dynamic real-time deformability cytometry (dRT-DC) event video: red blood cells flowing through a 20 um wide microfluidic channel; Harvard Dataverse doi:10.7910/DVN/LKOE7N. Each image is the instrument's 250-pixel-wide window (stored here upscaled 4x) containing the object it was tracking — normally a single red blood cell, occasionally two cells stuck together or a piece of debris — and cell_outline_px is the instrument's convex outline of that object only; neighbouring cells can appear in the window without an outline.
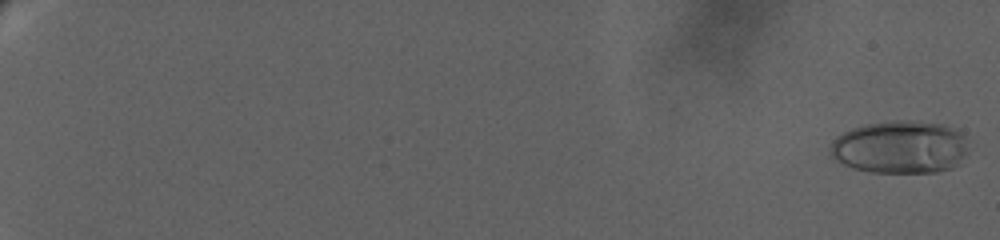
{"species": "human", "species_latin": "Homo sapiens", "temperature_condition": "warm", "stored_images_in_passage": 32, "camera_frame_rate_fps": 3000, "um_per_image_px": 0.085, "donor": {"sex": "female"}, "frame": {"image": 1, "passage_image": 1, "time_ms": 0.0, "image_size_px": [1000, 240], "cell_outline_px": [[968, 152], [952, 168], [936, 172], [872, 172], [852, 168], [836, 160], [828, 152], [828, 148], [832, 140], [836, 136], [852, 128], [868, 124], [896, 120], [908, 120], [944, 124], [960, 132], [964, 136]], "centroid_in_image_um": [76.48, 12.5], "position_along_channel_um": 8.5, "area_um2": 42.6}}
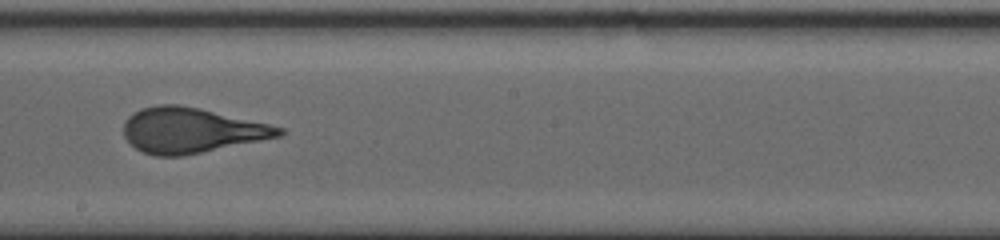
{"frame": {"image": 2, "passage_image": 22, "time_ms": 17.0, "image_size_px": [1000, 240], "cell_outline_px": [[284, 132], [280, 136], [180, 156], [156, 156], [144, 152], [136, 148], [124, 136], [124, 124], [128, 116], [140, 108], [156, 104], [180, 104], [200, 108], [268, 124], [284, 128]], "centroid_in_image_um": [16.21, 11.06], "position_along_channel_um": 232.0, "area_um2": 40.4}}
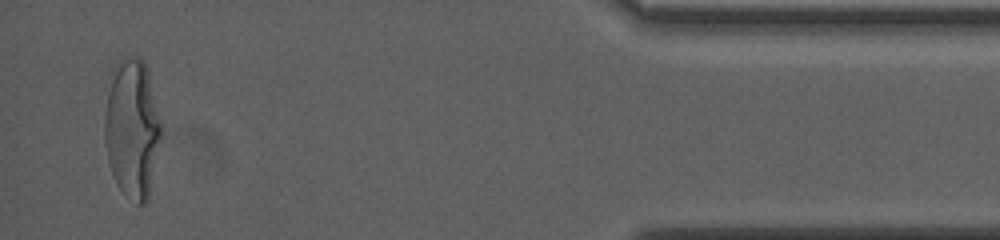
{"frame": {"image": 3, "passage_image": 32, "time_ms": 25.667, "image_size_px": [1000, 240], "cell_outline_px": [[160, 140], [148, 200], [144, 204], [136, 204], [116, 184], [108, 160], [104, 140], [104, 112], [108, 92], [116, 64], [124, 56], [136, 52], [144, 60], [148, 68], [160, 124]], "centroid_in_image_um": [11.22, 10.87], "position_along_channel_um": 424.0, "area_um2": 45.66}, "authors_computed_cell_mechanics": {"area_um2": 40.3733, "velocity_mm_per_s": 2.8226, "shape_relaxation_time_tau1_ms": 7.822, "shape_relaxation_time_tau2_ms": 0.9976, "deformation_change_tau1": 0.268, "deformation_change_tau2": 0.0976}}